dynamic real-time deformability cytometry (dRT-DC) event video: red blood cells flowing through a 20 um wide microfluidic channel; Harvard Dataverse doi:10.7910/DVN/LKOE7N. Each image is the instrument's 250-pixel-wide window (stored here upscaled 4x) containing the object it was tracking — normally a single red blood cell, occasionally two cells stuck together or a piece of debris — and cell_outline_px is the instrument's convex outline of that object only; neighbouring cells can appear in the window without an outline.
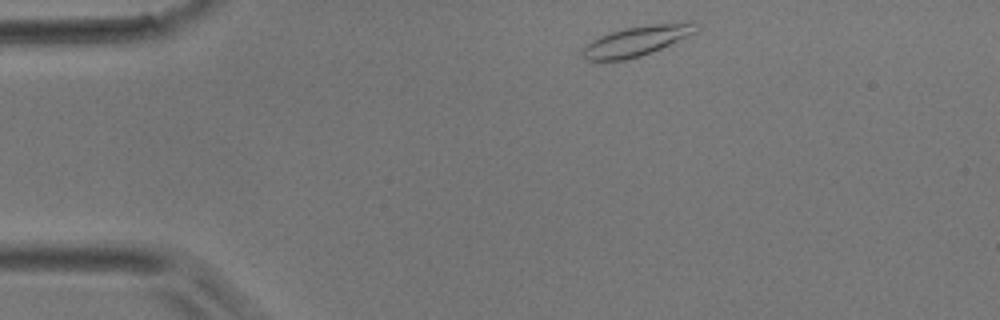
{"species": "common noctule bat (a hibernating species)", "species_latin": "Nyctalus noctula", "temperature_condition": "room temperature", "stored_images_in_passage": 2, "camera_frame_rate_fps": 3000, "um_per_image_px": 0.085, "animal": {"sex": "male", "body_mass_g": 17.9}, "frame": {"image": 1, "passage_image": 1, "time_ms": 0.0, "image_size_px": [1000, 320], "cell_outline_px": [[700, 28], [696, 32], [660, 48], [640, 56], [624, 60], [584, 60], [580, 52], [580, 48], [592, 40], [600, 36], [612, 32], [628, 28], [656, 24], [700, 24]], "centroid_in_image_um": [54.0, 3.52], "position_along_channel_um": 31.0, "area_um2": 19.13}}